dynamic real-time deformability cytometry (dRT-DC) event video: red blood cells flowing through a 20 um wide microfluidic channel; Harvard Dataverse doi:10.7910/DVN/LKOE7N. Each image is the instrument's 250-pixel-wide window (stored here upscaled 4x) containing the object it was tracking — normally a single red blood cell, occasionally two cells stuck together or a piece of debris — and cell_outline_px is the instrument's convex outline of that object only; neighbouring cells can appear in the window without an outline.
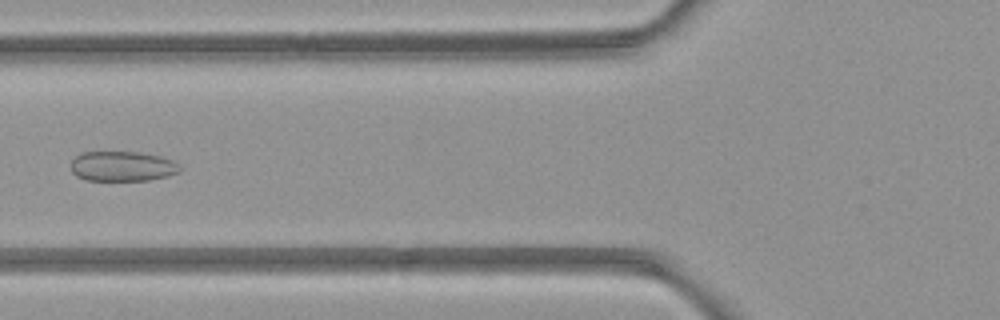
{"species": "common noctule bat (a hibernating species)", "species_latin": "Nyctalus noctula", "temperature_condition": "room temperature", "stored_images_in_passage": 5, "camera_frame_rate_fps": 3000, "um_per_image_px": 0.085, "animal": {"sex": "female", "body_mass_g": 21.9}, "frame": {"image": 1, "passage_image": 4, "time_ms": 3.667, "image_size_px": [1000, 320], "cell_outline_px": [[180, 172], [168, 176], [148, 180], [84, 180], [76, 176], [72, 172], [72, 160], [80, 152], [140, 152], [160, 156], [172, 160], [180, 164]], "centroid_in_image_um": [10.41, 14.13], "position_along_channel_um": 115.4, "area_um2": 19.13}}
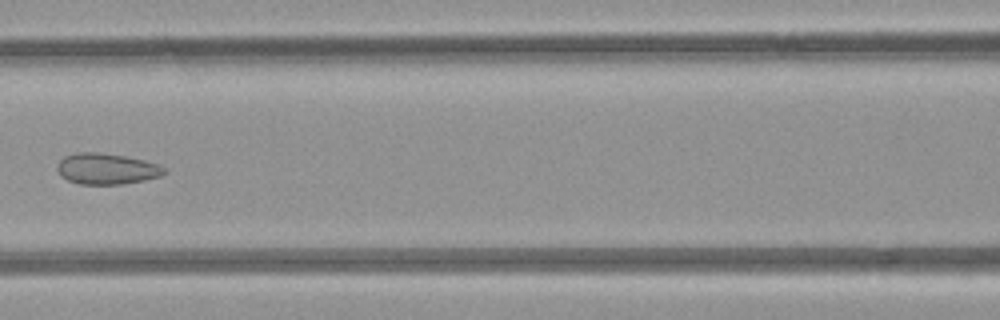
{"frame": {"image": 2, "passage_image": 5, "time_ms": 4.667, "image_size_px": [1000, 320], "cell_outline_px": [[168, 172], [160, 176], [144, 180], [120, 184], [80, 184], [68, 180], [60, 176], [56, 168], [60, 160], [64, 156], [76, 152], [96, 152], [124, 156], [144, 160], [160, 164], [168, 168]], "centroid_in_image_um": [9.09, 14.34], "position_along_channel_um": 157.5, "area_um2": 19.48}}